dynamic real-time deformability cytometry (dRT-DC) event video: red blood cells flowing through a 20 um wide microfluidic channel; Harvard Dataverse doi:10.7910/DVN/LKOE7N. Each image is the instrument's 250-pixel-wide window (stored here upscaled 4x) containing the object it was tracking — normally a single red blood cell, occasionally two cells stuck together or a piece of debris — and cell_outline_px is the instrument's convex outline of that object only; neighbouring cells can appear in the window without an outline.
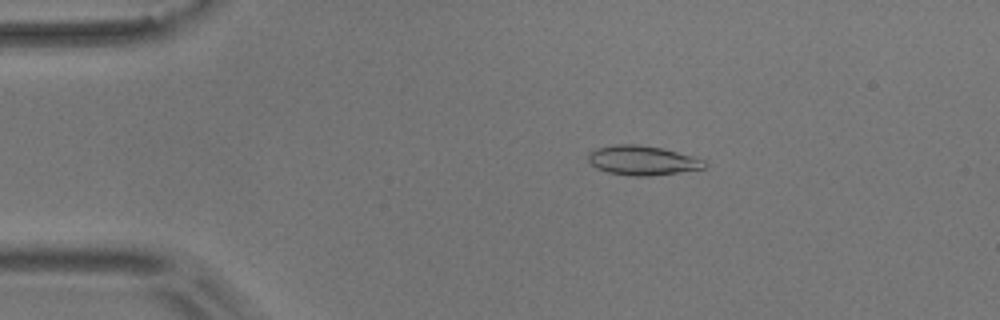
{"species": "common noctule bat (a hibernating species)", "species_latin": "Nyctalus noctula", "temperature_condition": "room temperature", "stored_images_in_passage": 46, "camera_frame_rate_fps": 3000, "um_per_image_px": 0.085, "animal": {"sex": "male", "body_mass_g": 17.9}, "frame": {"image": 1, "passage_image": 1, "time_ms": 0.0, "image_size_px": [1000, 320], "cell_outline_px": [[708, 164], [704, 168], [652, 176], [632, 176], [608, 172], [596, 168], [588, 160], [588, 152], [596, 148], [616, 144], [636, 144], [660, 148], [692, 156], [704, 160]], "centroid_in_image_um": [54.58, 13.63], "position_along_channel_um": 30.4, "area_um2": 19.83}}
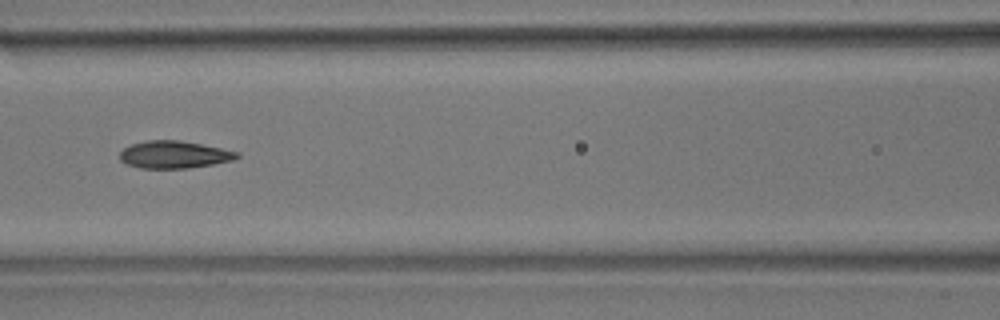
{"frame": {"image": 2, "passage_image": 15, "time_ms": 4.667, "image_size_px": [1000, 320], "cell_outline_px": [[240, 156], [232, 160], [212, 164], [188, 168], [140, 168], [128, 164], [120, 160], [120, 152], [124, 148], [132, 144], [148, 140], [180, 140], [240, 152]], "centroid_in_image_um": [14.8, 13.14], "position_along_channel_um": 151.8, "area_um2": 18.5}}
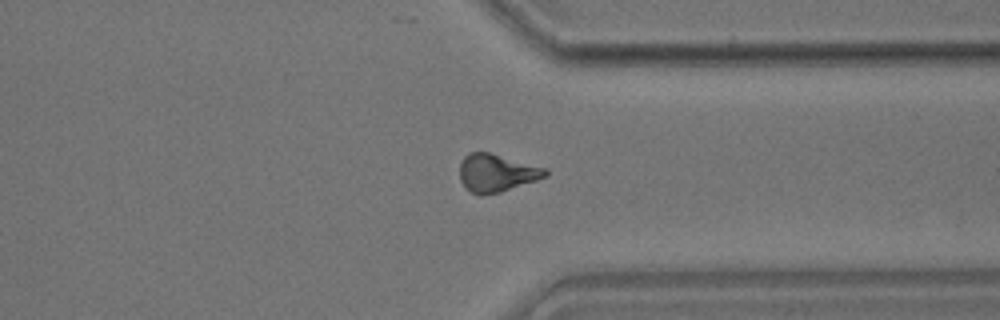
{"frame": {"image": 3, "passage_image": 33, "time_ms": 10.667, "image_size_px": [1000, 320], "cell_outline_px": [[548, 176], [500, 192], [480, 196], [464, 188], [460, 180], [460, 164], [464, 156], [468, 152], [488, 152], [544, 168], [548, 172]], "centroid_in_image_um": [42.15, 14.71], "position_along_channel_um": 369.2, "area_um2": 18.67}, "authors_computed_cell_mechanics": {"area_um2": 18.5827, "velocity_mm_per_s": 3.6487, "shape_relaxation_time_tau1_ms": 6.1232, "shape_relaxation_time_tau2_ms": 3.261, "deformation_change_tau1": 0.1545, "deformation_change_tau2": 0.1016}}